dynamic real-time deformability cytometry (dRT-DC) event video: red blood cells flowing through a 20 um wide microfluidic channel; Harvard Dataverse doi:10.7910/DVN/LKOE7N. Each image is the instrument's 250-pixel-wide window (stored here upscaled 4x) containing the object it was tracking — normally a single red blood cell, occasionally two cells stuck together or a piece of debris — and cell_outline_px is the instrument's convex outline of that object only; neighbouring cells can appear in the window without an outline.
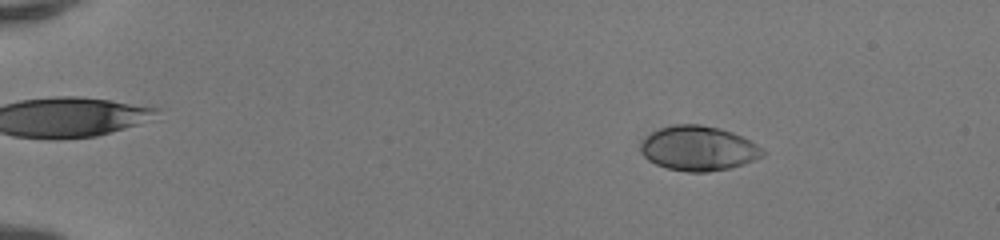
{"species": "human", "species_latin": "Homo sapiens", "temperature_condition": "room temperature", "stored_images_in_passage": 50, "camera_frame_rate_fps": 3000, "um_per_image_px": 0.085, "donor": {"sex": "female"}, "frame": {"image": 1, "passage_image": 8, "time_ms": 2.333, "image_size_px": [1000, 240], "cell_outline_px": [[764, 156], [744, 164], [728, 168], [708, 172], [688, 172], [668, 168], [656, 164], [648, 160], [640, 152], [640, 144], [652, 132], [660, 128], [672, 124], [700, 124], [720, 128], [732, 132], [764, 148]], "centroid_in_image_um": [59.36, 12.61], "position_along_channel_um": 25.6, "area_um2": 31.73}}
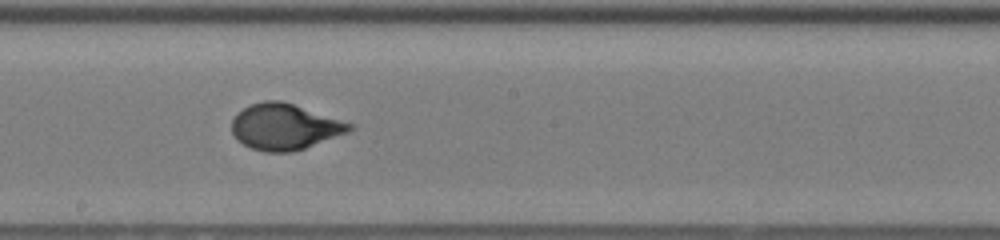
{"frame": {"image": 2, "passage_image": 30, "time_ms": 9.667, "image_size_px": [1000, 240], "cell_outline_px": [[356, 128], [348, 132], [304, 148], [292, 152], [264, 152], [252, 148], [236, 140], [232, 132], [232, 120], [244, 108], [252, 104], [264, 100], [280, 100], [356, 124]], "centroid_in_image_um": [24.22, 10.78], "position_along_channel_um": 224.0, "area_um2": 31.44}}
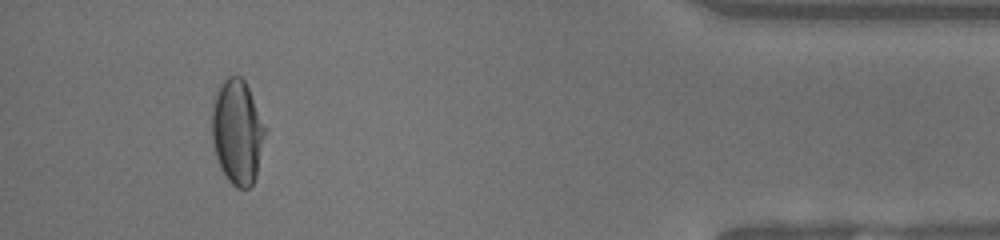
{"frame": {"image": 3, "passage_image": 47, "time_ms": 15.333, "image_size_px": [1000, 240], "cell_outline_px": [[268, 128], [256, 176], [252, 184], [248, 188], [236, 188], [228, 180], [220, 168], [212, 144], [212, 104], [216, 92], [224, 80], [228, 76], [240, 76], [244, 80]], "centroid_in_image_um": [20.19, 11.22], "position_along_channel_um": 415.0, "area_um2": 32.83}, "authors_computed_cell_mechanics": {"area_um2": 31.4721, "velocity_mm_per_s": 4.2057, "shape_relaxation_time_tau1_ms": 4.4932, "shape_relaxation_time_tau2_ms": null, "deformation_change_tau1": 0.2313, "deformation_change_tau2": null}}